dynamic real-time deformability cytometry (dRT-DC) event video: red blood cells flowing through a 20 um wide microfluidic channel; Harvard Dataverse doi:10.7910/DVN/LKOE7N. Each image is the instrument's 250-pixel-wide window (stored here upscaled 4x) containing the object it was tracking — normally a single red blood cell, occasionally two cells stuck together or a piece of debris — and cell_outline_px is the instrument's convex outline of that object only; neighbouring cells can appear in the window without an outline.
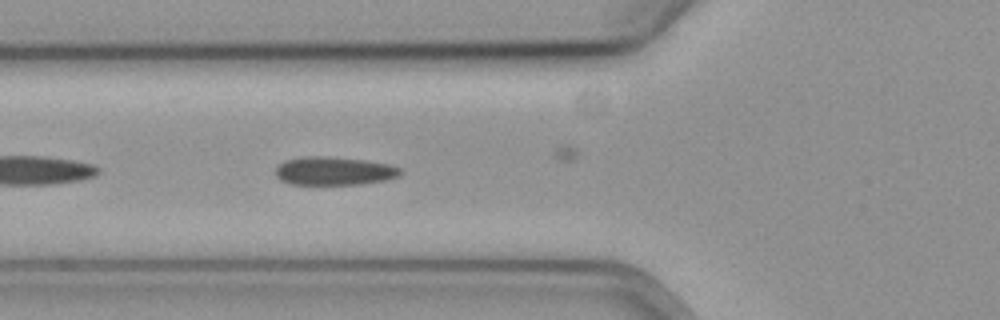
{"species": "common noctule bat (a hibernating species)", "species_latin": "Nyctalus noctula", "temperature_condition": "cold", "stored_images_in_passage": 30, "camera_frame_rate_fps": 3000, "um_per_image_px": 0.085, "animal": {"sex": "female", "body_mass_g": 19.3, "forearm_length_mm": 54.1}, "frame": {"image": 1, "passage_image": 5, "time_ms": 1.333, "image_size_px": [1000, 320], "cell_outline_px": [[404, 172], [400, 176], [384, 180], [360, 184], [292, 184], [280, 180], [276, 176], [276, 164], [284, 160], [304, 156], [328, 156], [364, 160], [388, 164], [400, 168]], "centroid_in_image_um": [28.37, 14.52], "position_along_channel_um": 97.4, "area_um2": 20.75}}
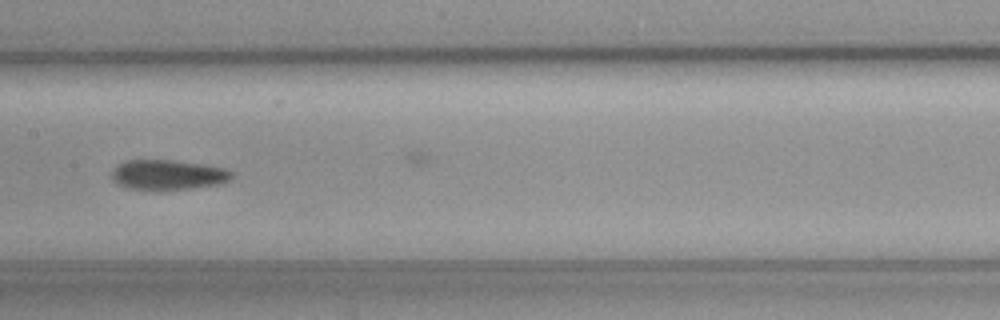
{"frame": {"image": 2, "passage_image": 13, "time_ms": 4.0, "image_size_px": [1000, 320], "cell_outline_px": [[232, 176], [228, 180], [220, 184], [192, 188], [160, 192], [128, 188], [116, 184], [112, 180], [112, 172], [124, 160], [172, 160], [204, 164], [228, 168], [232, 172]], "centroid_in_image_um": [14.27, 14.88], "position_along_channel_um": 193.1, "area_um2": 21.5}}
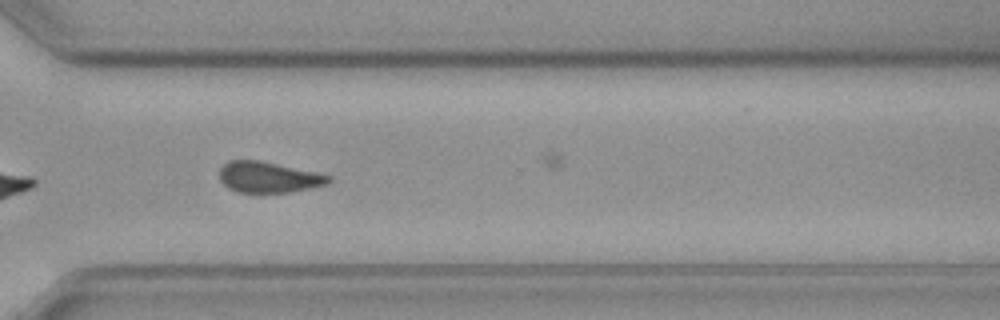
{"frame": {"image": 3, "passage_image": 26, "time_ms": 8.333, "image_size_px": [1000, 320], "cell_outline_px": [[332, 180], [328, 184], [312, 188], [288, 192], [236, 192], [228, 188], [220, 180], [220, 168], [228, 160], [256, 160], [316, 172], [332, 176]], "centroid_in_image_um": [22.83, 15.07], "position_along_channel_um": 347.8, "area_um2": 19.54}, "authors_computed_cell_mechanics": {"area_um2": 20.8947, "velocity_mm_per_s": 3.5726, "shape_relaxation_time_tau1_ms": 5.2005, "shape_relaxation_time_tau2_ms": null, "deformation_change_tau1": 0.1146, "deformation_change_tau2": null}}